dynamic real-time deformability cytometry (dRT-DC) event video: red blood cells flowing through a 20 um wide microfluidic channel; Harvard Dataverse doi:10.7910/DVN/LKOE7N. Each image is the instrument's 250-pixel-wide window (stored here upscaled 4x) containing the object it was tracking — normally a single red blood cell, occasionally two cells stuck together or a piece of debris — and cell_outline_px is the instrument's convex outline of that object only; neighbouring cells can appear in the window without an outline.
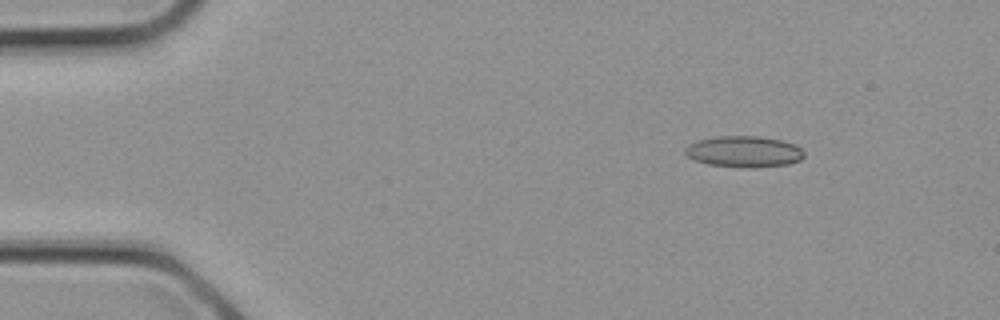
{"species": "common noctule bat (a hibernating species)", "species_latin": "Nyctalus noctula", "temperature_condition": "cold", "stored_images_in_passage": 2, "camera_frame_rate_fps": 3000, "um_per_image_px": 0.085, "animal": {"sex": "female", "body_mass_g": 21.9}, "frame": {"image": 1, "passage_image": 1, "time_ms": 0.0, "image_size_px": [1000, 320], "cell_outline_px": [[804, 156], [800, 160], [788, 164], [752, 168], [708, 164], [696, 160], [688, 156], [684, 152], [684, 148], [688, 144], [696, 140], [716, 136], [760, 136], [780, 140], [796, 144], [804, 152]], "centroid_in_image_um": [63.23, 12.87], "position_along_channel_um": 21.8, "area_um2": 21.68}}